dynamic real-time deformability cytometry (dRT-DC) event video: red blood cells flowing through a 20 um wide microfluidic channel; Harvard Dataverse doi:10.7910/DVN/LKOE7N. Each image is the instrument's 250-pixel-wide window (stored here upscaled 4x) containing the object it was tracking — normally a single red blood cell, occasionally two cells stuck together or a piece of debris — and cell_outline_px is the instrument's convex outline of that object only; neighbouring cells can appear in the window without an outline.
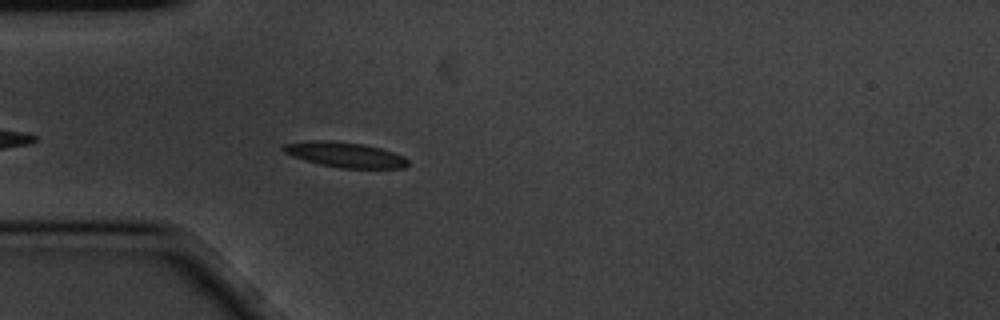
{"species": "common noctule bat (a hibernating species)", "species_latin": "Nyctalus noctula", "temperature_condition": "cold", "stored_images_in_passage": 4, "camera_frame_rate_fps": 3000, "um_per_image_px": 0.085, "animal": {"sex": "male", "body_mass_g": 20.1, "forearm_length_mm": 53.5}, "frame": {"image": 1, "passage_image": 4, "time_ms": 1.0, "image_size_px": [1000, 320], "cell_outline_px": [[408, 164], [404, 168], [340, 168], [320, 164], [292, 156], [284, 152], [280, 148], [284, 144], [308, 140], [332, 140], [364, 144], [380, 148], [404, 156], [408, 160]], "centroid_in_image_um": [29.3, 13.14], "position_along_channel_um": 55.7, "area_um2": 18.32}}